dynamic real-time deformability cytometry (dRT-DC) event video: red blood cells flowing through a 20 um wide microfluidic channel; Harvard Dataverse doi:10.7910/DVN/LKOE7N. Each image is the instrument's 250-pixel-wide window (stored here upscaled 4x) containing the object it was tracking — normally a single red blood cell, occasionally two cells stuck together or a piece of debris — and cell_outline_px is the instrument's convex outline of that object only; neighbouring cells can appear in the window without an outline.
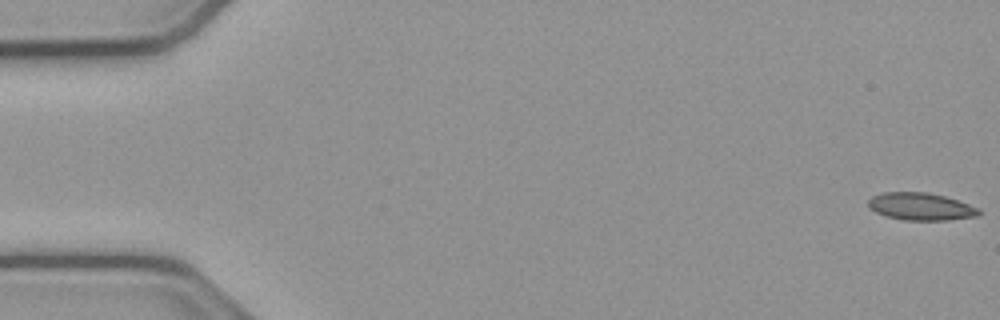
{"species": "common noctule bat (a hibernating species)", "species_latin": "Nyctalus noctula", "temperature_condition": "cold", "stored_images_in_passage": 43, "camera_frame_rate_fps": 3000, "um_per_image_px": 0.085, "animal": {"sex": "male", "body_mass_g": 23.1, "forearm_length_mm": 52.7}, "frame": {"image": 1, "passage_image": 1, "time_ms": 0.0, "image_size_px": [1000, 320], "cell_outline_px": [[980, 216], [948, 220], [904, 220], [884, 216], [868, 208], [868, 200], [872, 196], [884, 192], [928, 192], [944, 196], [980, 208]], "centroid_in_image_um": [78.26, 17.56], "position_along_channel_um": 6.7, "area_um2": 17.8}}
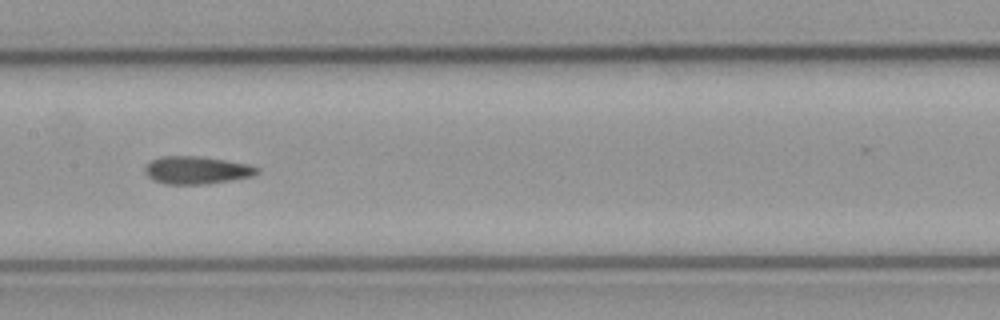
{"frame": {"image": 2, "passage_image": 27, "time_ms": 8.667, "image_size_px": [1000, 320], "cell_outline_px": [[260, 172], [252, 176], [208, 184], [164, 184], [152, 180], [144, 172], [144, 168], [152, 160], [160, 156], [200, 156], [248, 164], [260, 168]], "centroid_in_image_um": [16.7, 14.46], "position_along_channel_um": 190.7, "area_um2": 18.15}}
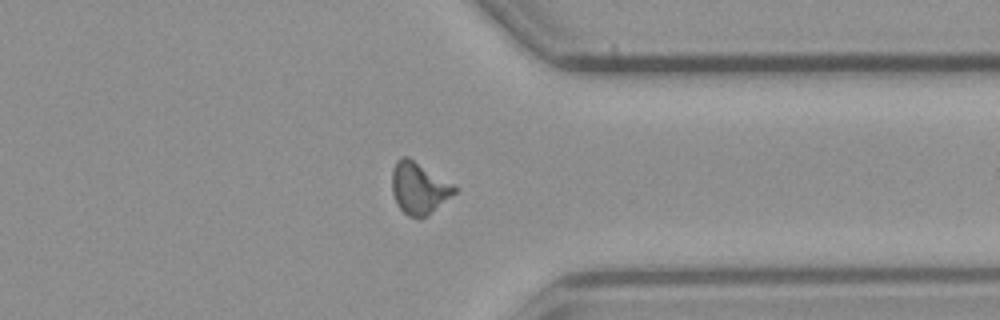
{"frame": {"image": 3, "passage_image": 42, "time_ms": 13.667, "image_size_px": [1000, 320], "cell_outline_px": [[460, 188], [456, 192], [424, 216], [408, 216], [400, 208], [392, 192], [392, 168], [396, 160], [404, 156], [408, 156]], "centroid_in_image_um": [35.59, 15.93], "position_along_channel_um": 375.8, "area_um2": 18.44}}